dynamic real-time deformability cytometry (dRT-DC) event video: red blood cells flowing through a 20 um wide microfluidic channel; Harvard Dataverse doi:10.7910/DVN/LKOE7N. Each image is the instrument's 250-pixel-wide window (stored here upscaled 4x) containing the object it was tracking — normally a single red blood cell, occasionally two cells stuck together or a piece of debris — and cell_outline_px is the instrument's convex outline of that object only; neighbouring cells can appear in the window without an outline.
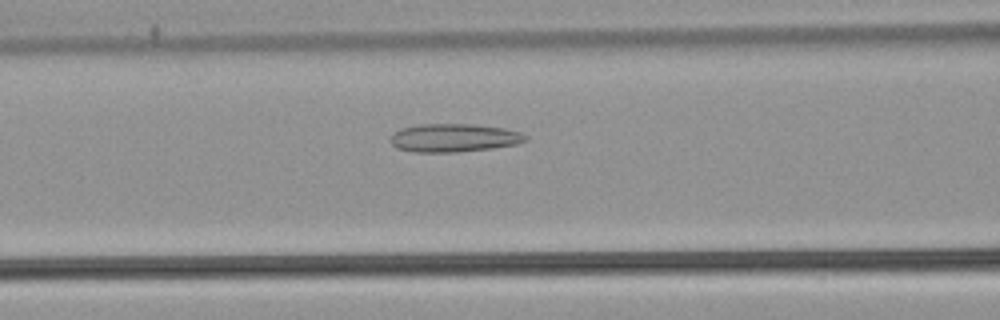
{"species": "common noctule bat (a hibernating species)", "species_latin": "Nyctalus noctula", "temperature_condition": "warm", "stored_images_in_passage": 50, "camera_frame_rate_fps": 3000, "um_per_image_px": 0.085, "animal": {"sex": "male", "body_mass_g": 21.5, "forearm_length_mm": 52.0}, "frame": {"image": 1, "passage_image": 20, "time_ms": 6.333, "image_size_px": [1000, 320], "cell_outline_px": [[528, 140], [516, 144], [492, 148], [456, 152], [412, 152], [396, 148], [388, 140], [400, 128], [420, 124], [472, 124], [504, 128], [520, 132], [528, 136]], "centroid_in_image_um": [38.57, 11.72], "position_along_channel_um": 128.0, "area_um2": 22.31}}
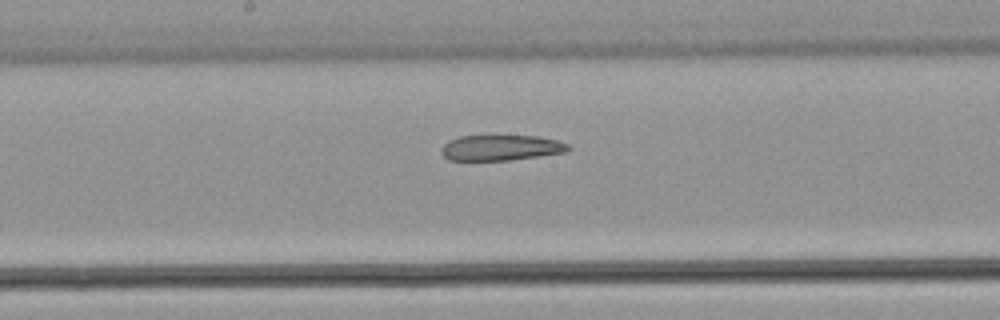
{"frame": {"image": 2, "passage_image": 26, "time_ms": 8.333, "image_size_px": [1000, 320], "cell_outline_px": [[572, 148], [568, 152], [540, 156], [508, 160], [448, 160], [440, 152], [440, 148], [448, 140], [460, 136], [536, 136], [556, 140], [568, 144]], "centroid_in_image_um": [42.57, 12.56], "position_along_channel_um": 205.6, "area_um2": 18.96}}
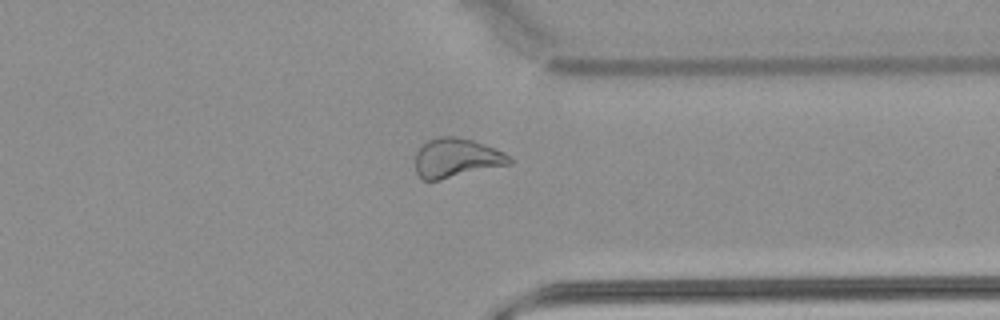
{"frame": {"image": 3, "passage_image": 39, "time_ms": 12.667, "image_size_px": [1000, 320], "cell_outline_px": [[512, 164], [440, 180], [424, 180], [416, 172], [416, 152], [428, 140], [436, 136], [456, 136], [472, 140], [484, 144], [504, 152], [512, 160]], "centroid_in_image_um": [38.8, 13.42], "position_along_channel_um": 372.6, "area_um2": 21.5}, "authors_computed_cell_mechanics": {"area_um2": 23.4379, "velocity_mm_per_s": 3.8859, "shape_relaxation_time_tau1_ms": null, "shape_relaxation_time_tau2_ms": 4.0423, "deformation_change_tau1": null, "deformation_change_tau2": 0.1243}}